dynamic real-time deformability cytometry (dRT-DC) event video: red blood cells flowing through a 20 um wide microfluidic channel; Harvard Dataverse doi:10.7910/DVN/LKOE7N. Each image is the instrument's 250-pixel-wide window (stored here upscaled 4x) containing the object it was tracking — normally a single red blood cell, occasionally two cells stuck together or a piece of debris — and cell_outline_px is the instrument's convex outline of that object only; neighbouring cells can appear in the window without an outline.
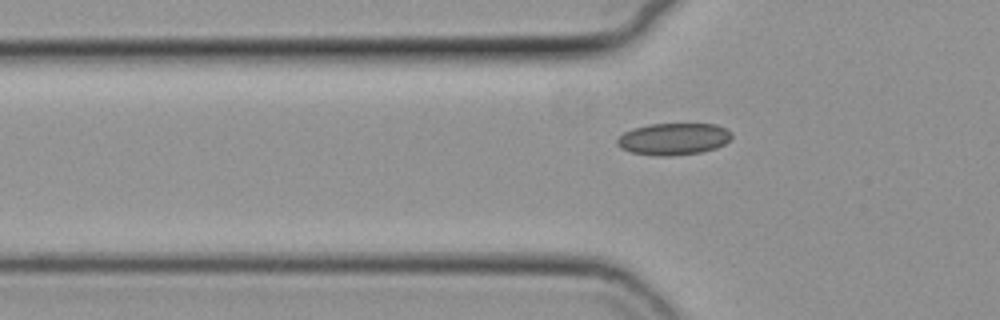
{"species": "common noctule bat (a hibernating species)", "species_latin": "Nyctalus noctula", "temperature_condition": "cold", "stored_images_in_passage": 44, "camera_frame_rate_fps": 3000, "um_per_image_px": 0.085, "animal": {"sex": "female", "body_mass_g": 19.3, "forearm_length_mm": 54.1}, "frame": {"image": 1, "passage_image": 12, "time_ms": 3.667, "image_size_px": [1000, 320], "cell_outline_px": [[732, 136], [724, 144], [716, 148], [700, 152], [672, 156], [656, 156], [632, 152], [620, 148], [616, 144], [616, 140], [624, 132], [632, 128], [648, 124], [716, 124], [732, 132]], "centroid_in_image_um": [57.22, 11.81], "position_along_channel_um": 68.6, "area_um2": 21.33}}
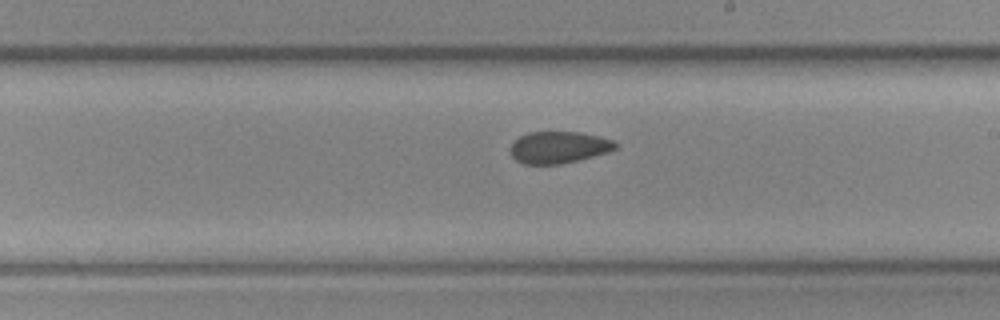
{"frame": {"image": 2, "passage_image": 26, "time_ms": 8.333, "image_size_px": [1000, 320], "cell_outline_px": [[620, 144], [616, 148], [608, 152], [580, 160], [560, 164], [524, 164], [516, 160], [512, 156], [508, 148], [520, 136], [528, 132], [580, 132], [612, 140]], "centroid_in_image_um": [47.48, 12.53], "position_along_channel_um": 241.5, "area_um2": 19.54}}
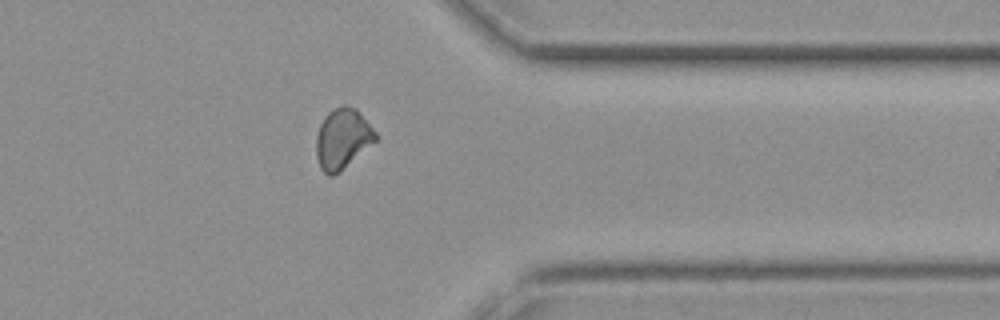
{"frame": {"image": 3, "passage_image": 38, "time_ms": 12.333, "image_size_px": [1000, 320], "cell_outline_px": [[376, 140], [340, 172], [332, 176], [328, 176], [320, 168], [316, 156], [316, 136], [320, 124], [324, 116], [328, 112], [344, 104], [348, 104], [356, 108], [376, 132]], "centroid_in_image_um": [29.09, 11.79], "position_along_channel_um": 382.3, "area_um2": 20.87}, "authors_computed_cell_mechanics": {"area_um2": 20.0566, "velocity_mm_per_s": 3.7236, "shape_relaxation_time_tau1_ms": 5.4138, "shape_relaxation_time_tau2_ms": 2.9119, "deformation_change_tau1": 0.0809, "deformation_change_tau2": 0.0763}}